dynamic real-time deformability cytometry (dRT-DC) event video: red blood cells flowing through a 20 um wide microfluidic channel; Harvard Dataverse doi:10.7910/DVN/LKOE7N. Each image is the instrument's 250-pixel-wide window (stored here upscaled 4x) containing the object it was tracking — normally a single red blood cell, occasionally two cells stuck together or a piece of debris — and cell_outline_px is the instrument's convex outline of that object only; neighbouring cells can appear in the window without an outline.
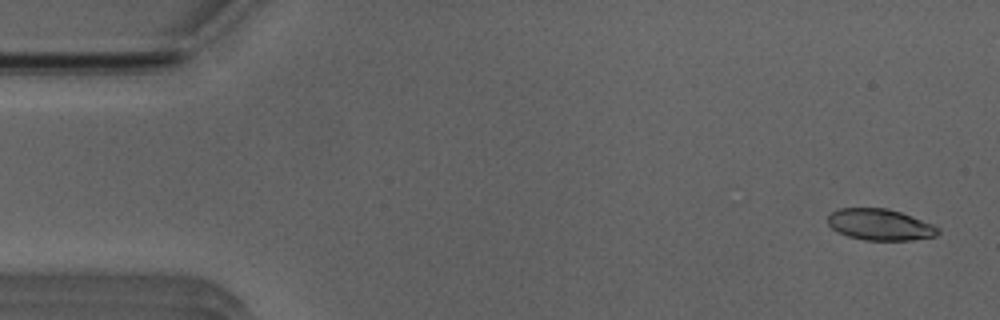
{"species": "Egyptian fruit bat (a non-hibernating species)", "species_latin": "Rousettus aegyptiacus", "temperature_condition": "room temperature", "stored_images_in_passage": 11, "camera_frame_rate_fps": 3000, "um_per_image_px": 0.085, "animal": {"sex": "male"}, "frame": {"image": 1, "passage_image": 2, "time_ms": 0.333, "image_size_px": [1000, 320], "cell_outline_px": [[940, 232], [936, 236], [912, 240], [864, 240], [848, 236], [836, 232], [828, 224], [828, 216], [832, 212], [840, 208], [888, 208], [912, 216], [932, 224], [940, 228]], "centroid_in_image_um": [74.8, 19.1], "position_along_channel_um": 10.2, "area_um2": 20.17}}